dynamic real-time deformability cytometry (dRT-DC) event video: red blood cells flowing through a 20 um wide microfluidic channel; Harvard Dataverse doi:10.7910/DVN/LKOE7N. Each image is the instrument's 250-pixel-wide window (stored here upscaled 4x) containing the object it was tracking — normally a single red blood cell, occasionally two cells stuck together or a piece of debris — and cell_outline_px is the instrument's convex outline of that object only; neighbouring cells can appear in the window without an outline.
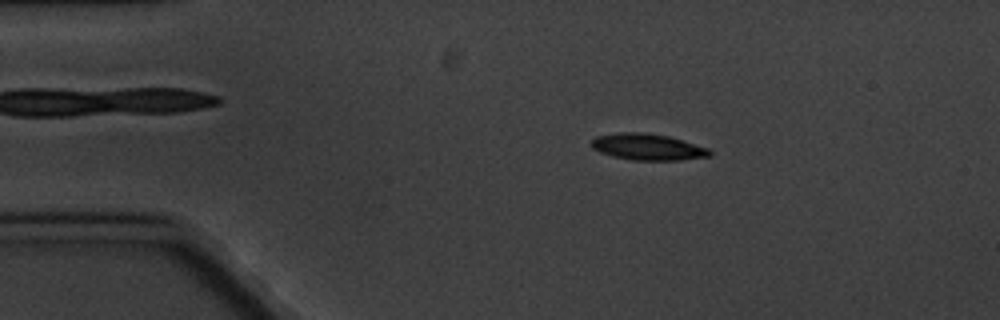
{"species": "common noctule bat (a hibernating species)", "species_latin": "Nyctalus noctula", "temperature_condition": "cold", "stored_images_in_passage": 3, "camera_frame_rate_fps": 3000, "um_per_image_px": 0.085, "animal": {"sex": "male", "body_mass_g": 20.1, "forearm_length_mm": 53.5}, "frame": {"image": 1, "passage_image": 2, "time_ms": 1.0, "image_size_px": [1000, 320], "cell_outline_px": [[712, 156], [680, 160], [632, 160], [612, 156], [600, 152], [592, 148], [592, 140], [596, 136], [620, 132], [644, 132], [668, 136], [708, 148], [712, 152]], "centroid_in_image_um": [55.05, 12.49], "position_along_channel_um": 29.9, "area_um2": 18.15}}